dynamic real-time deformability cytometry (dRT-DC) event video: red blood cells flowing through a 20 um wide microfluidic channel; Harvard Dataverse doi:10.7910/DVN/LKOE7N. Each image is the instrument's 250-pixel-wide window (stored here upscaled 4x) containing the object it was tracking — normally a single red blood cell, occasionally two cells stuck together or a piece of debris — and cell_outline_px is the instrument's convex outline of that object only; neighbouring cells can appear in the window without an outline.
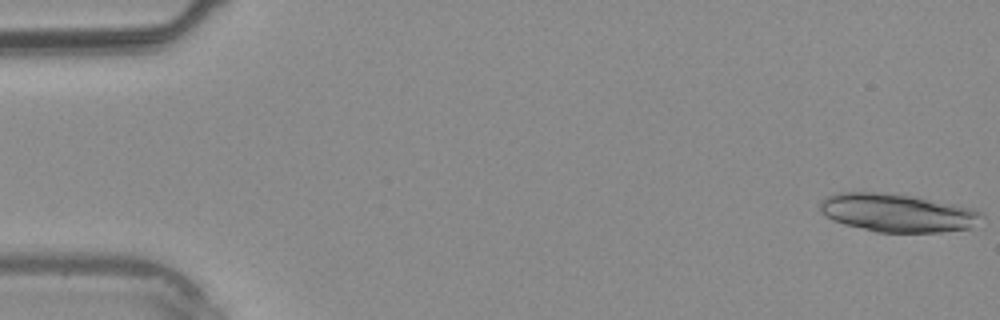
{"species": "common noctule bat (a hibernating species)", "species_latin": "Nyctalus noctula", "temperature_condition": "warm", "stored_images_in_passage": 3, "camera_frame_rate_fps": 3000, "um_per_image_px": 0.085, "animal": {"sex": "male", "body_mass_g": 20.4}, "frame": {"image": 1, "passage_image": 1, "time_ms": 0.0, "image_size_px": [1000, 320], "cell_outline_px": [[984, 216], [972, 228], [940, 232], [876, 232], [844, 224], [832, 220], [820, 212], [820, 200], [824, 196], [840, 192], [872, 192], [912, 196], [972, 208], [980, 212]], "centroid_in_image_um": [76.24, 18.09], "position_along_channel_um": 8.8, "area_um2": 35.89}}